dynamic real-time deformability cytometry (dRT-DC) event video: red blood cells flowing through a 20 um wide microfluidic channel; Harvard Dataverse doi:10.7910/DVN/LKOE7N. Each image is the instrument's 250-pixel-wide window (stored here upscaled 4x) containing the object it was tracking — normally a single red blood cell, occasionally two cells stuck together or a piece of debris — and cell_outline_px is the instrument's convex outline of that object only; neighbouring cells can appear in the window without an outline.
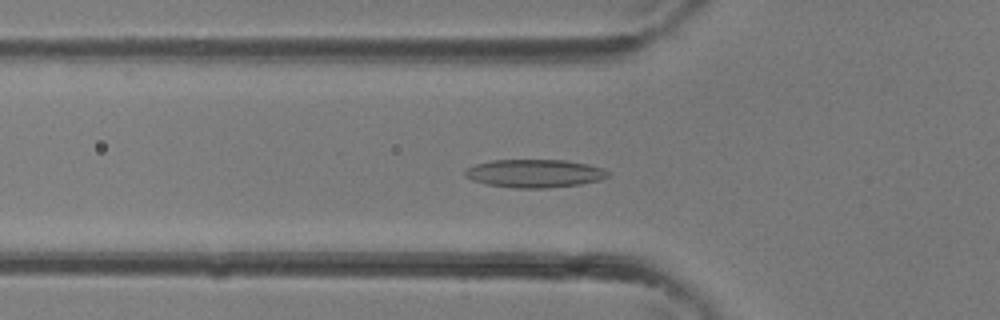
{"species": "common noctule bat (a hibernating species)", "species_latin": "Nyctalus noctula", "temperature_condition": "room temperature", "stored_images_in_passage": 38, "camera_frame_rate_fps": 3000, "um_per_image_px": 0.085, "animal": {"sex": "female"}, "frame": {"image": 1, "passage_image": 13, "time_ms": 4.0, "image_size_px": [1000, 320], "cell_outline_px": [[608, 176], [600, 180], [580, 184], [548, 188], [512, 188], [488, 184], [472, 180], [464, 176], [464, 172], [468, 168], [476, 164], [492, 160], [564, 160], [588, 164], [604, 168], [608, 172]], "centroid_in_image_um": [45.44, 14.74], "position_along_channel_um": 80.4, "area_um2": 23.41}}
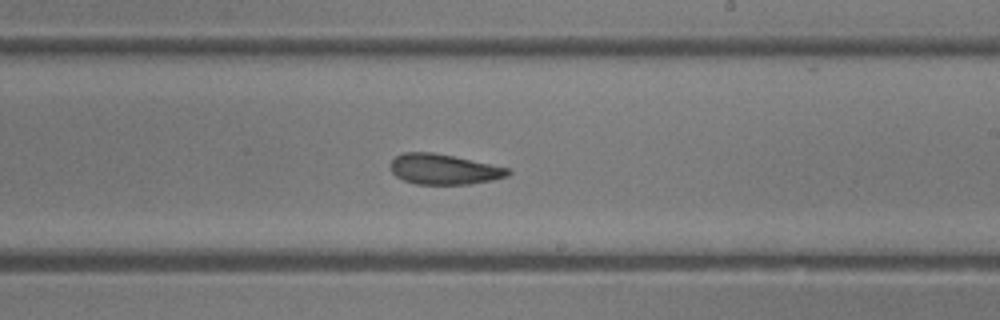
{"frame": {"image": 2, "passage_image": 22, "time_ms": 7.0, "image_size_px": [1000, 320], "cell_outline_px": [[512, 172], [508, 176], [492, 180], [468, 184], [416, 184], [404, 180], [396, 176], [392, 172], [392, 160], [396, 156], [404, 152], [432, 152], [452, 156], [508, 168]], "centroid_in_image_um": [37.73, 14.39], "position_along_channel_um": 251.3, "area_um2": 20.46}}
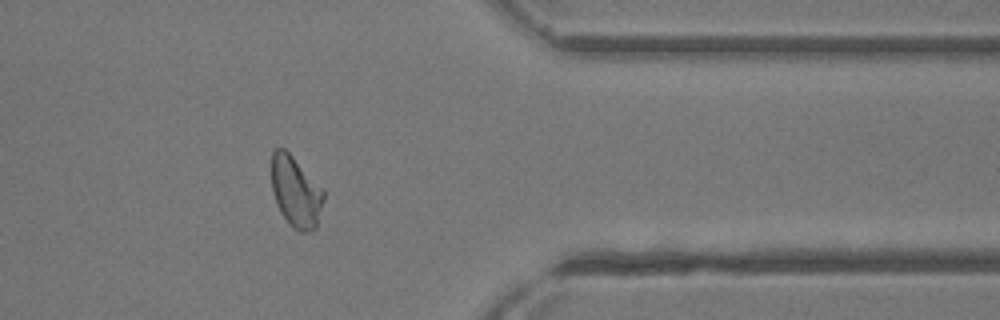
{"frame": {"image": 3, "passage_image": 30, "time_ms": 9.667, "image_size_px": [1000, 320], "cell_outline_px": [[324, 200], [316, 228], [304, 232], [300, 232], [280, 212], [272, 192], [272, 152], [276, 148], [284, 148], [324, 188]], "centroid_in_image_um": [25.16, 16.28], "position_along_channel_um": 386.2, "area_um2": 21.33}}